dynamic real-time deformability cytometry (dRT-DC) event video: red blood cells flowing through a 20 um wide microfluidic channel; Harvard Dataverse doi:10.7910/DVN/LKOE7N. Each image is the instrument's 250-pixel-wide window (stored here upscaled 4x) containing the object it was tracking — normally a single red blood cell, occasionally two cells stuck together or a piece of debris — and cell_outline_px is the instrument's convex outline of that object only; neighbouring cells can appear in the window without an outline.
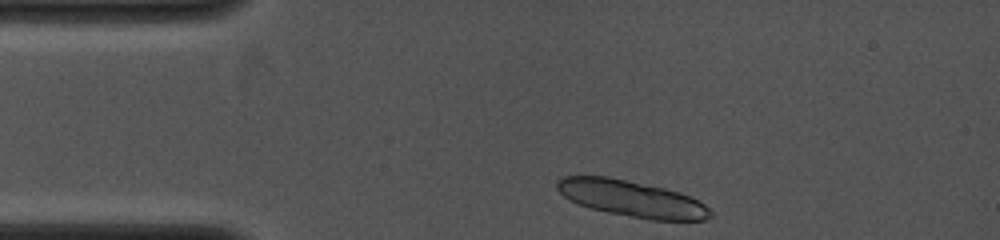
{"species": "common noctule bat (a hibernating species)", "species_latin": "Nyctalus noctula", "temperature_condition": "cold", "stored_images_in_passage": 2, "camera_frame_rate_fps": 4000, "um_per_image_px": 0.085, "animal": {"sex": "female", "body_mass_g": 19.0, "forearm_length_mm": 53.3}, "frame": {"image": 1, "passage_image": 1, "time_ms": 0.0, "image_size_px": [1000, 240], "cell_outline_px": [[712, 216], [708, 220], [648, 220], [608, 212], [592, 208], [580, 204], [564, 196], [556, 188], [556, 180], [560, 176], [608, 176], [664, 188], [688, 196], [704, 204], [712, 212]], "centroid_in_image_um": [53.68, 16.88], "position_along_channel_um": 31.3, "area_um2": 32.19}}